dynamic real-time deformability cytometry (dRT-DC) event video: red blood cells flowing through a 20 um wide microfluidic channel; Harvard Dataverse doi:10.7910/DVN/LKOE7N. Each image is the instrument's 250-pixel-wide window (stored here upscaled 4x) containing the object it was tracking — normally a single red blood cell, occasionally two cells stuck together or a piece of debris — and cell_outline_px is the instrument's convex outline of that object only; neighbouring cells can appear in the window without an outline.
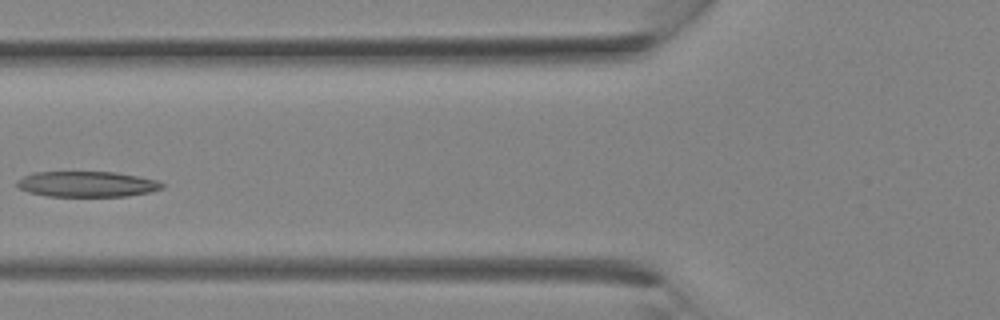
{"species": "Egyptian fruit bat (a non-hibernating species)", "species_latin": "Rousettus aegyptiacus", "temperature_condition": "room temperature", "stored_images_in_passage": 10, "camera_frame_rate_fps": 3000, "um_per_image_px": 0.085, "animal": {"sex": "female"}, "frame": {"image": 1, "passage_image": 9, "time_ms": 2.667, "image_size_px": [1000, 320], "cell_outline_px": [[164, 188], [152, 192], [128, 196], [48, 196], [28, 192], [20, 188], [16, 184], [16, 180], [24, 176], [36, 172], [116, 172], [156, 180], [164, 184]], "centroid_in_image_um": [7.41, 15.65], "position_along_channel_um": 118.4, "area_um2": 21.62}}